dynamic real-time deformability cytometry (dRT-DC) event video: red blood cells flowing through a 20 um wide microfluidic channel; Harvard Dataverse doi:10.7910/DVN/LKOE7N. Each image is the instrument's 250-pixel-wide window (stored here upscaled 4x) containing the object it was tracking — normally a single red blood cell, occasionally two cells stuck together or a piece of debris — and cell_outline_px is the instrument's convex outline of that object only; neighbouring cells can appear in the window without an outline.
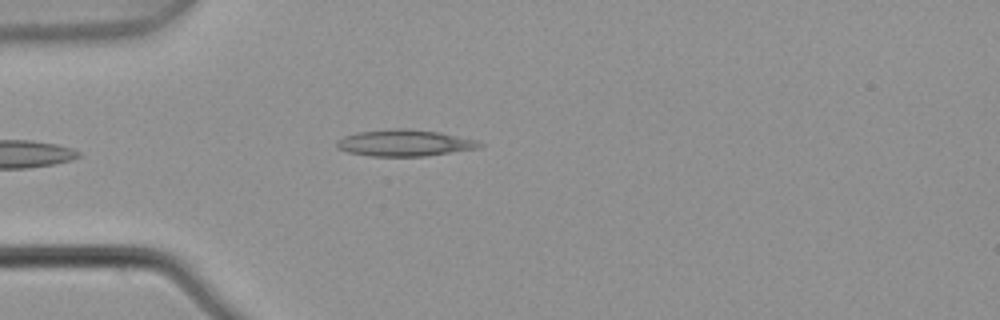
{"species": "common noctule bat (a hibernating species)", "species_latin": "Nyctalus noctula", "temperature_condition": "warm", "stored_images_in_passage": 5, "camera_frame_rate_fps": 3000, "um_per_image_px": 0.085, "animal": {"sex": "male", "body_mass_g": 21.5, "forearm_length_mm": 52.0}, "frame": {"image": 1, "passage_image": 5, "time_ms": 1.333, "image_size_px": [1000, 320], "cell_outline_px": [[484, 144], [476, 148], [424, 156], [372, 156], [348, 152], [336, 148], [336, 140], [344, 136], [360, 132], [400, 128], [404, 128], [440, 132], [476, 140]], "centroid_in_image_um": [34.35, 12.15], "position_along_channel_um": 50.7, "area_um2": 21.73}}